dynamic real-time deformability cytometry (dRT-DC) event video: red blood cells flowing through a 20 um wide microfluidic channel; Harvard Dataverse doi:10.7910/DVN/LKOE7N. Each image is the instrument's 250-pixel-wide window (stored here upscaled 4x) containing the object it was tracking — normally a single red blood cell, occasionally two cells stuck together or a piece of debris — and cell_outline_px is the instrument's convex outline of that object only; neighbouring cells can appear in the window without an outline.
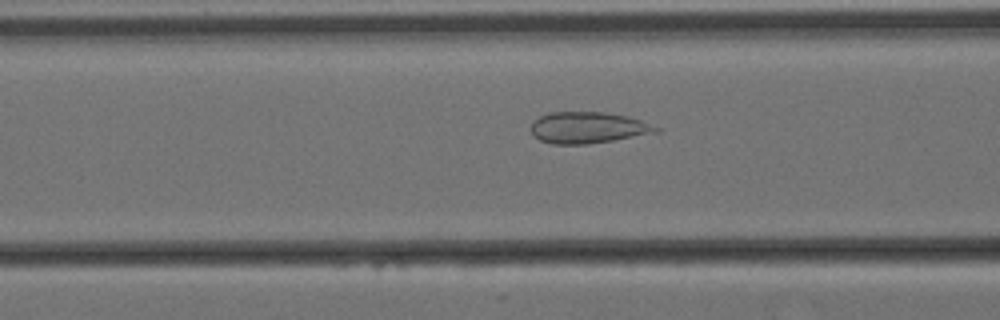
{"species": "Egyptian fruit bat (a non-hibernating species)", "species_latin": "Rousettus aegyptiacus", "temperature_condition": "cold", "stored_images_in_passage": 58, "camera_frame_rate_fps": 3000, "um_per_image_px": 0.085, "animal": {"sex": "female"}, "frame": {"image": 1, "passage_image": 22, "time_ms": 7.0, "image_size_px": [1000, 320], "cell_outline_px": [[660, 132], [588, 144], [552, 144], [540, 140], [532, 132], [532, 124], [540, 116], [548, 112], [604, 112], [628, 116], [640, 120], [660, 128]], "centroid_in_image_um": [49.99, 10.84], "position_along_channel_um": 116.6, "area_um2": 22.66}}
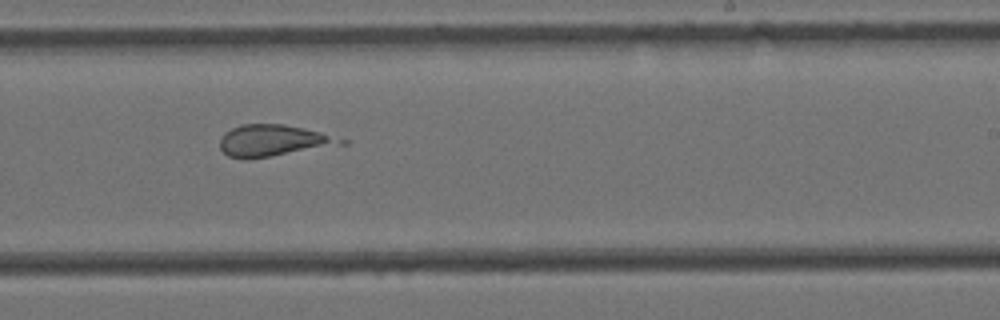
{"frame": {"image": 2, "passage_image": 35, "time_ms": 11.333, "image_size_px": [1000, 320], "cell_outline_px": [[348, 144], [248, 160], [244, 160], [228, 156], [220, 148], [220, 136], [224, 132], [240, 124], [284, 124], [304, 128], [320, 132], [348, 140]], "centroid_in_image_um": [23.23, 11.96], "position_along_channel_um": 265.8, "area_um2": 22.66}}
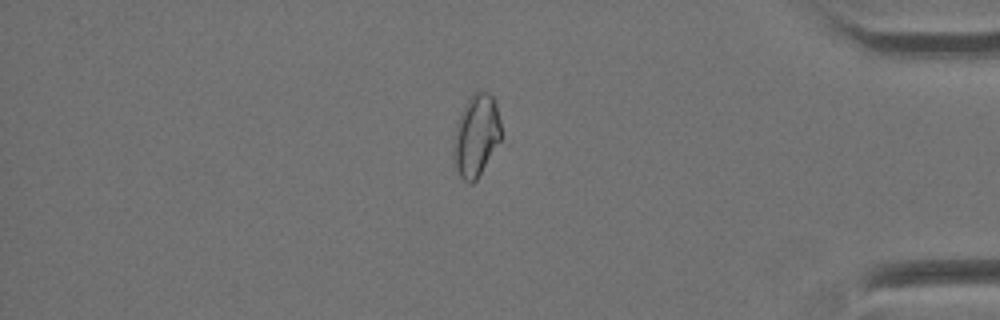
{"frame": {"image": 3, "passage_image": 49, "time_ms": 16.0, "image_size_px": [1000, 320], "cell_outline_px": [[500, 140], [476, 180], [472, 184], [468, 184], [460, 176], [456, 168], [452, 156], [452, 144], [456, 128], [464, 104], [472, 92], [488, 92], [496, 100], [500, 120]], "centroid_in_image_um": [40.45, 11.51], "position_along_channel_um": 394.7, "area_um2": 22.72}, "authors_computed_cell_mechanics": {"area_um2": 23.7558, "velocity_mm_per_s": 3.4461, "shape_relaxation_time_tau1_ms": null, "shape_relaxation_time_tau2_ms": 1.182, "deformation_change_tau1": null, "deformation_change_tau2": 0.1044}}